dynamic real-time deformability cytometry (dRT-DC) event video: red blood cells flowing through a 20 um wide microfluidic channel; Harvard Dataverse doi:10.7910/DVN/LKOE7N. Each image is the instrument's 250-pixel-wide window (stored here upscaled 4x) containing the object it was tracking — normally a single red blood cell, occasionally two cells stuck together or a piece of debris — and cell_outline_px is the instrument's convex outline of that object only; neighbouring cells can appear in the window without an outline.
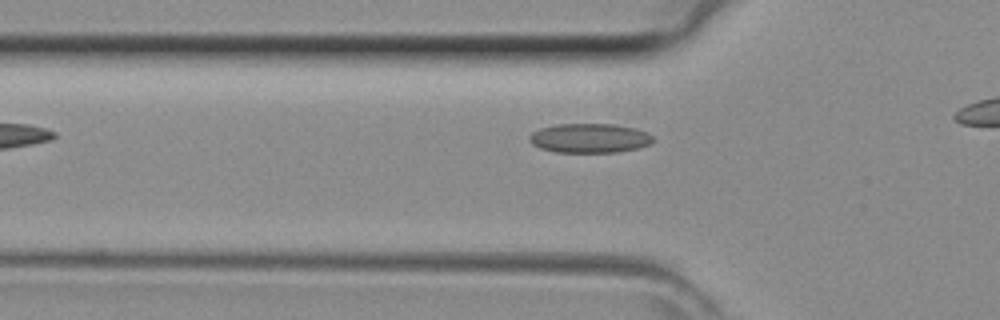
{"species": "common noctule bat (a hibernating species)", "species_latin": "Nyctalus noctula", "temperature_condition": "room temperature", "stored_images_in_passage": 8, "camera_frame_rate_fps": 3000, "um_per_image_px": 0.085, "animal": {"sex": "female", "body_mass_g": 29.2, "forearm_length_mm": 56.3}, "frame": {"image": 1, "passage_image": 3, "time_ms": 0.667, "image_size_px": [1000, 320], "cell_outline_px": [[656, 140], [652, 144], [636, 148], [616, 152], [556, 152], [540, 148], [532, 144], [528, 140], [528, 136], [532, 132], [540, 128], [556, 124], [612, 124], [636, 128], [648, 132]], "centroid_in_image_um": [50.12, 11.74], "position_along_channel_um": 75.7, "area_um2": 21.33}}
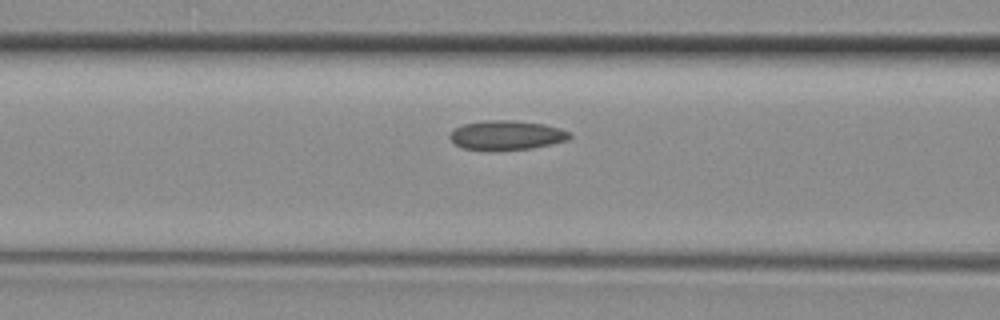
{"frame": {"image": 2, "passage_image": 6, "time_ms": 1.667, "image_size_px": [1000, 320], "cell_outline_px": [[572, 136], [568, 140], [552, 144], [532, 148], [496, 152], [492, 152], [464, 148], [456, 144], [448, 136], [456, 128], [464, 124], [484, 120], [512, 120], [544, 124], [560, 128], [572, 132]], "centroid_in_image_um": [43.09, 11.51], "position_along_channel_um": 123.5, "area_um2": 20.92}}